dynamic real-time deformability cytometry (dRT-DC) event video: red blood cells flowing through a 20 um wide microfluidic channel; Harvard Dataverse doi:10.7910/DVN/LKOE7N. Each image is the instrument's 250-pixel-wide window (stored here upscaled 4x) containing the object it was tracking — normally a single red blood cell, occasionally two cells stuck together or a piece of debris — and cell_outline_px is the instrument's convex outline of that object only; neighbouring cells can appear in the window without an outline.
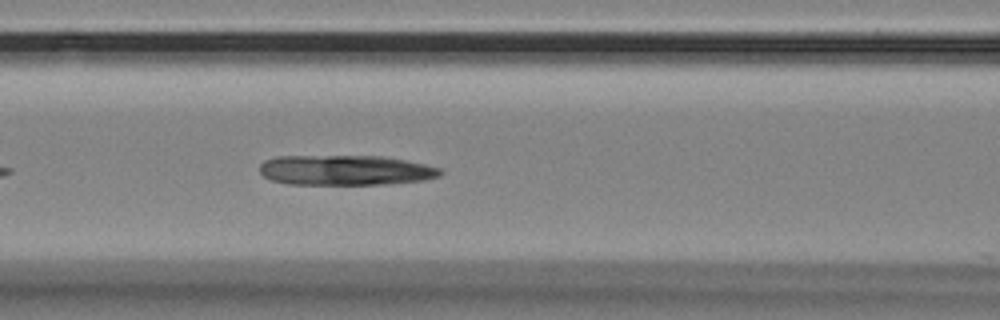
{"species": "Egyptian fruit bat (a non-hibernating species)", "species_latin": "Rousettus aegyptiacus", "temperature_condition": "room temperature", "stored_images_in_passage": 28, "camera_frame_rate_fps": 3000, "um_per_image_px": 0.085, "animal": {"sex": "female"}, "frame": {"image": 1, "passage_image": 10, "time_ms": 3.0, "image_size_px": [1000, 320], "cell_outline_px": [[444, 172], [440, 176], [424, 180], [392, 184], [288, 184], [272, 180], [264, 176], [260, 172], [260, 164], [264, 160], [276, 156], [380, 156], [404, 160], [424, 164], [440, 168]], "centroid_in_image_um": [29.37, 14.47], "position_along_channel_um": 137.2, "area_um2": 31.79}}
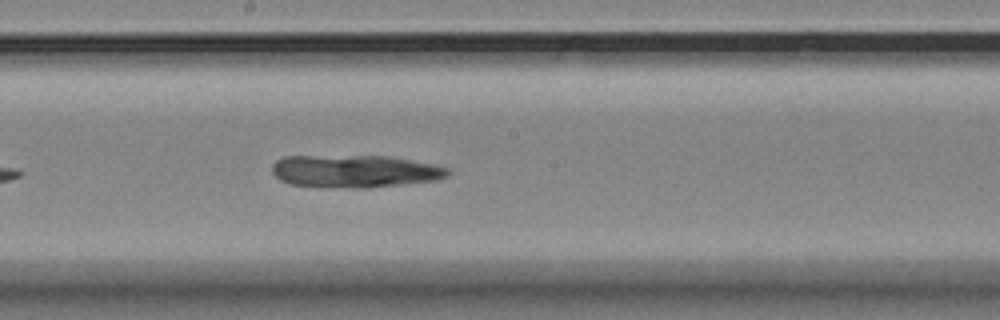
{"frame": {"image": 2, "passage_image": 17, "time_ms": 5.333, "image_size_px": [1000, 320], "cell_outline_px": [[452, 172], [448, 176], [440, 180], [368, 188], [360, 188], [288, 184], [280, 180], [272, 172], [272, 164], [276, 160], [284, 156], [388, 156], [448, 168]], "centroid_in_image_um": [30.16, 14.55], "position_along_channel_um": 218.0, "area_um2": 33.18}}
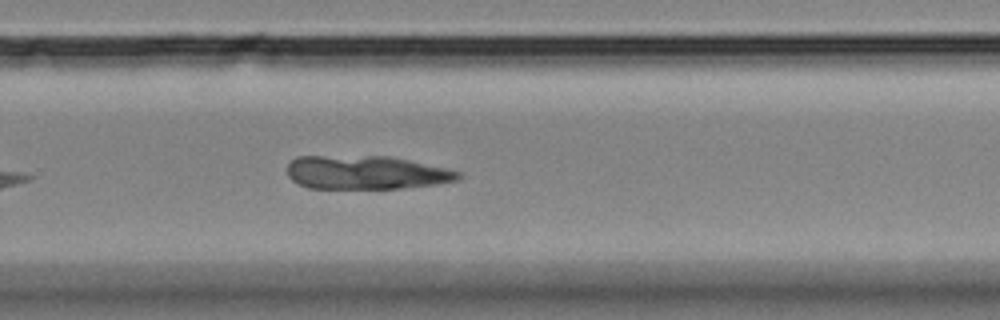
{"frame": {"image": 3, "passage_image": 24, "time_ms": 7.667, "image_size_px": [1000, 320], "cell_outline_px": [[460, 180], [436, 184], [404, 188], [308, 188], [296, 184], [288, 176], [288, 164], [296, 156], [388, 156], [408, 160], [444, 168], [460, 172]], "centroid_in_image_um": [31.08, 14.67], "position_along_channel_um": 298.7, "area_um2": 33.41}}